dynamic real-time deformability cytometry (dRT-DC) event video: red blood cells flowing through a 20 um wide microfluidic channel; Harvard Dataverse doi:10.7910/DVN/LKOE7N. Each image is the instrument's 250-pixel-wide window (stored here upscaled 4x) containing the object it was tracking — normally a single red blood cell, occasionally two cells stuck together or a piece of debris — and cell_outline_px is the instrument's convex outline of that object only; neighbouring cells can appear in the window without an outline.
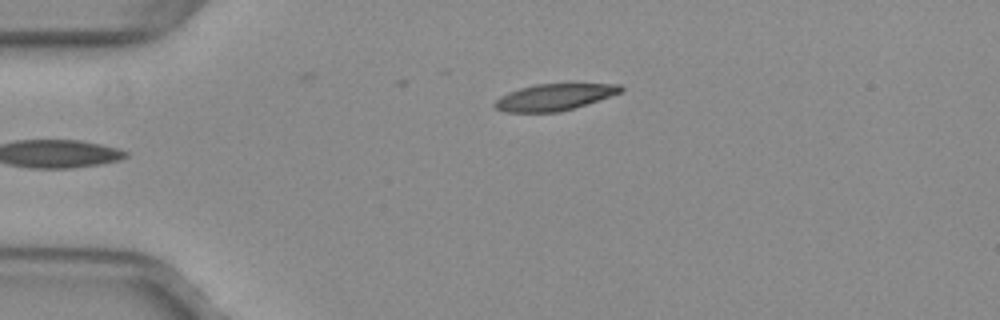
{"species": "common noctule bat (a hibernating species)", "species_latin": "Nyctalus noctula", "temperature_condition": "warm", "stored_images_in_passage": 28, "camera_frame_rate_fps": 3000, "um_per_image_px": 0.085, "animal": {"sex": "female", "body_mass_g": 29.2, "forearm_length_mm": 56.3}, "frame": {"image": 1, "passage_image": 1, "time_ms": 0.0, "image_size_px": [1000, 320], "cell_outline_px": [[624, 88], [620, 92], [560, 112], [508, 112], [496, 108], [492, 104], [500, 96], [508, 92], [520, 88], [536, 84], [572, 80], [620, 84]], "centroid_in_image_um": [47.16, 8.18], "position_along_channel_um": 37.8, "area_um2": 20.29}}
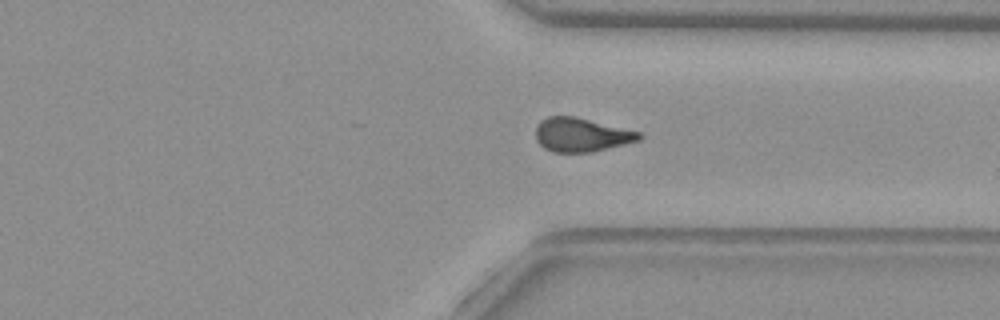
{"frame": {"image": 2, "passage_image": 22, "time_ms": 7.0, "image_size_px": [1000, 320], "cell_outline_px": [[644, 136], [640, 140], [592, 152], [552, 152], [544, 148], [536, 140], [536, 128], [540, 120], [548, 116], [576, 116], [640, 132]], "centroid_in_image_um": [49.41, 11.45], "position_along_channel_um": 362.0, "area_um2": 20.46}}
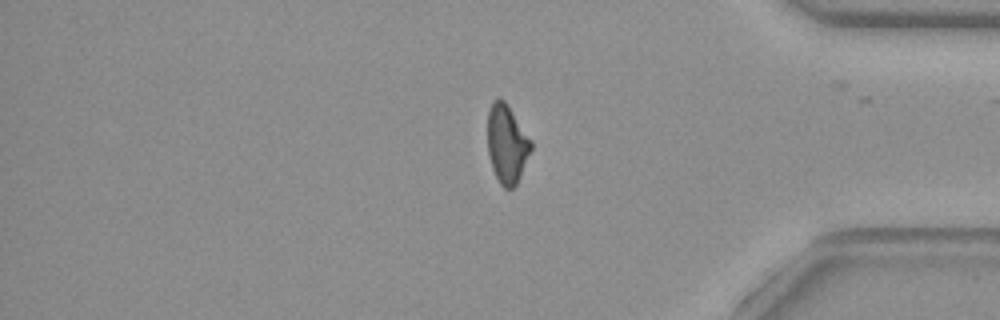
{"frame": {"image": 3, "passage_image": 26, "time_ms": 8.333, "image_size_px": [1000, 320], "cell_outline_px": [[532, 148], [516, 184], [512, 188], [504, 188], [500, 184], [492, 168], [488, 152], [488, 108], [492, 100], [504, 100], [508, 104], [532, 140]], "centroid_in_image_um": [43.08, 12.2], "position_along_channel_um": 392.1, "area_um2": 19.83}}